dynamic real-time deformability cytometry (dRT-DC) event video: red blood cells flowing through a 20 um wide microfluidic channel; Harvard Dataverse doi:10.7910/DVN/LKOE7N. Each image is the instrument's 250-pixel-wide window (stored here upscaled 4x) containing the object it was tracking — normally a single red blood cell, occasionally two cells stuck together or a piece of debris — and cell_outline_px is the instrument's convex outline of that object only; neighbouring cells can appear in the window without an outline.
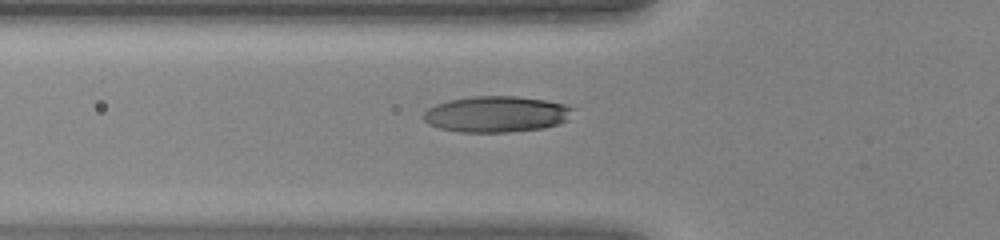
{"species": "human", "species_latin": "Homo sapiens", "temperature_condition": "warm", "stored_images_in_passage": 43, "camera_frame_rate_fps": 3000, "um_per_image_px": 0.085, "donor": {"sex": "female"}, "frame": {"image": 1, "passage_image": 17, "time_ms": 5.333, "image_size_px": [1000, 240], "cell_outline_px": [[576, 108], [568, 120], [560, 124], [544, 128], [508, 132], [460, 132], [440, 128], [428, 124], [424, 120], [424, 112], [428, 108], [436, 104], [448, 100], [476, 96], [516, 96], [544, 100], [564, 104]], "centroid_in_image_um": [42.23, 9.7], "position_along_channel_um": 83.6, "area_um2": 31.56}}
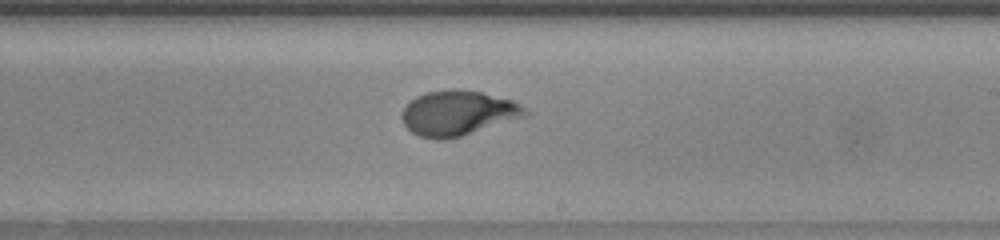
{"frame": {"image": 2, "passage_image": 28, "time_ms": 9.0, "image_size_px": [1000, 240], "cell_outline_px": [[532, 112], [528, 116], [460, 136], [444, 140], [436, 140], [420, 136], [412, 132], [404, 124], [400, 116], [404, 108], [416, 96], [428, 92], [452, 88], [456, 88], [480, 92], [512, 100], [520, 104]], "centroid_in_image_um": [38.95, 9.61], "position_along_channel_um": 250.0, "area_um2": 32.37}}
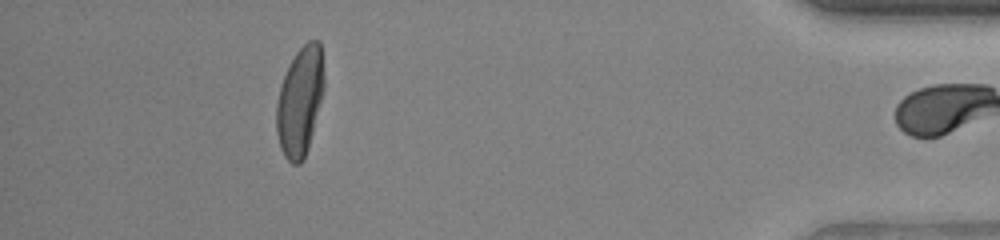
{"frame": {"image": 3, "passage_image": 42, "time_ms": 13.667, "image_size_px": [1000, 240], "cell_outline_px": [[324, 88], [308, 148], [304, 160], [300, 164], [292, 164], [284, 156], [280, 148], [276, 132], [276, 104], [280, 88], [284, 76], [296, 52], [308, 40], [320, 40], [324, 76]], "centroid_in_image_um": [25.49, 8.63], "position_along_channel_um": 409.7, "area_um2": 30.11}}